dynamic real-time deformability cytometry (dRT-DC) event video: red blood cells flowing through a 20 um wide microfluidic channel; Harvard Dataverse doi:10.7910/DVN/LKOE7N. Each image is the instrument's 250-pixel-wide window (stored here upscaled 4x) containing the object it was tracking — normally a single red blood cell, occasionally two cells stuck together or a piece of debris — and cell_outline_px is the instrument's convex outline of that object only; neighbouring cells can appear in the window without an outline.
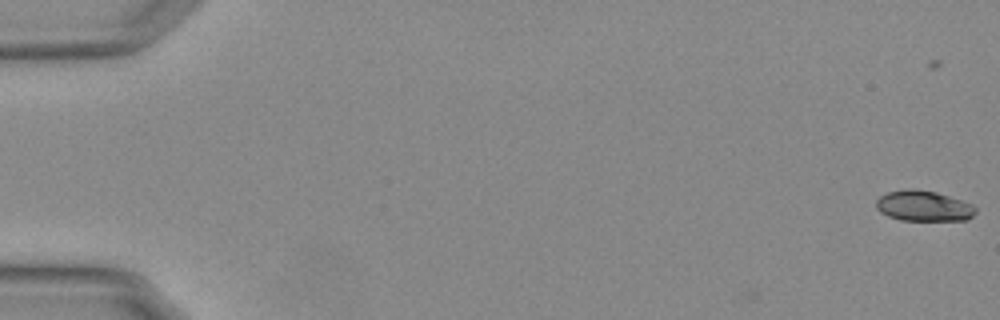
{"species": "Egyptian fruit bat (a non-hibernating species)", "species_latin": "Rousettus aegyptiacus", "temperature_condition": "warm", "stored_images_in_passage": 2, "camera_frame_rate_fps": 3000, "um_per_image_px": 0.085, "animal": {"sex": "female"}, "frame": {"image": 1, "passage_image": 2, "time_ms": 0.333, "image_size_px": [1000, 320], "cell_outline_px": [[976, 212], [968, 220], [900, 220], [888, 216], [880, 212], [876, 208], [876, 200], [880, 196], [888, 192], [904, 188], [916, 188], [936, 192], [972, 204], [976, 208]], "centroid_in_image_um": [78.48, 17.5], "position_along_channel_um": 6.5, "area_um2": 17.8}}